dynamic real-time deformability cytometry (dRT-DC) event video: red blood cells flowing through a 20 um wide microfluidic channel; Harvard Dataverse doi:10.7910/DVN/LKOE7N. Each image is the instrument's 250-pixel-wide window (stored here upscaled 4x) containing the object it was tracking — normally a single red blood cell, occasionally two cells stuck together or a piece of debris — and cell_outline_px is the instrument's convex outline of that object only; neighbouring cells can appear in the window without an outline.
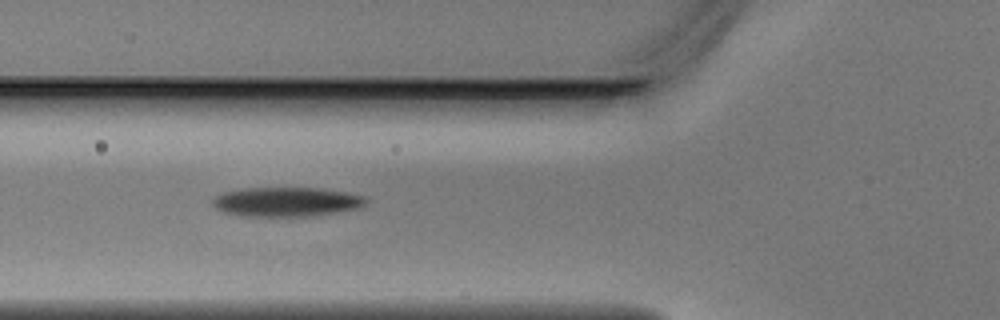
{"species": "Egyptian fruit bat (a non-hibernating species)", "species_latin": "Rousettus aegyptiacus", "temperature_condition": "warm", "stored_images_in_passage": 3, "camera_frame_rate_fps": 3000, "um_per_image_px": 0.085, "animal": {"sex": "male"}, "frame": {"image": 1, "passage_image": 2, "time_ms": 0.333, "image_size_px": [1000, 320], "cell_outline_px": [[368, 200], [364, 204], [356, 208], [336, 212], [308, 216], [240, 216], [224, 212], [216, 208], [212, 204], [212, 200], [216, 196], [224, 192], [248, 188], [320, 188], [344, 192], [364, 196]], "centroid_in_image_um": [24.31, 17.15], "position_along_channel_um": 101.5, "area_um2": 25.95}}
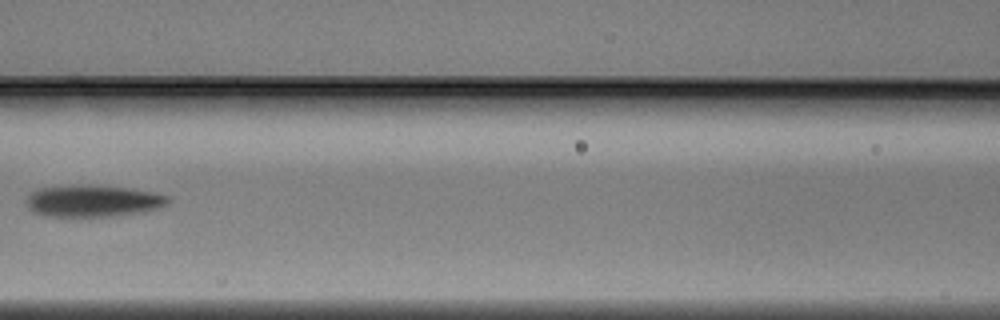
{"frame": {"image": 2, "passage_image": 3, "time_ms": 0.667, "image_size_px": [1000, 320], "cell_outline_px": [[172, 200], [168, 204], [160, 208], [144, 212], [116, 216], [48, 216], [32, 212], [28, 208], [28, 196], [32, 192], [40, 188], [80, 184], [128, 188], [152, 192], [168, 196]], "centroid_in_image_um": [7.95, 17.08], "position_along_channel_um": 158.6, "area_um2": 26.3}}